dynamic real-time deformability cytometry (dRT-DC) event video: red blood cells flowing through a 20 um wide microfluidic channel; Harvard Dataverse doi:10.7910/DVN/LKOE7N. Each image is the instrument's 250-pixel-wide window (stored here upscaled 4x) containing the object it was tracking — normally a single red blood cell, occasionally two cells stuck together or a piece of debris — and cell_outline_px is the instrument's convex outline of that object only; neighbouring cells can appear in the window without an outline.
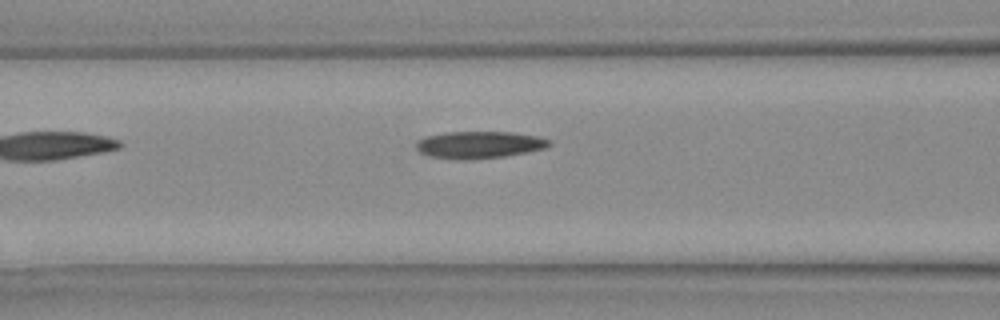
{"species": "Egyptian fruit bat (a non-hibernating species)", "species_latin": "Rousettus aegyptiacus", "temperature_condition": "warm", "stored_images_in_passage": 3, "camera_frame_rate_fps": 3000, "um_per_image_px": 0.085, "animal": {"sex": "female"}, "frame": {"image": 1, "passage_image": 3, "time_ms": 0.667, "image_size_px": [1000, 320], "cell_outline_px": [[552, 144], [548, 148], [528, 152], [504, 156], [464, 160], [460, 160], [432, 156], [420, 152], [416, 148], [416, 144], [420, 140], [428, 136], [448, 132], [512, 132], [536, 136], [552, 140]], "centroid_in_image_um": [40.81, 12.3], "position_along_channel_um": 125.8, "area_um2": 20.87}}